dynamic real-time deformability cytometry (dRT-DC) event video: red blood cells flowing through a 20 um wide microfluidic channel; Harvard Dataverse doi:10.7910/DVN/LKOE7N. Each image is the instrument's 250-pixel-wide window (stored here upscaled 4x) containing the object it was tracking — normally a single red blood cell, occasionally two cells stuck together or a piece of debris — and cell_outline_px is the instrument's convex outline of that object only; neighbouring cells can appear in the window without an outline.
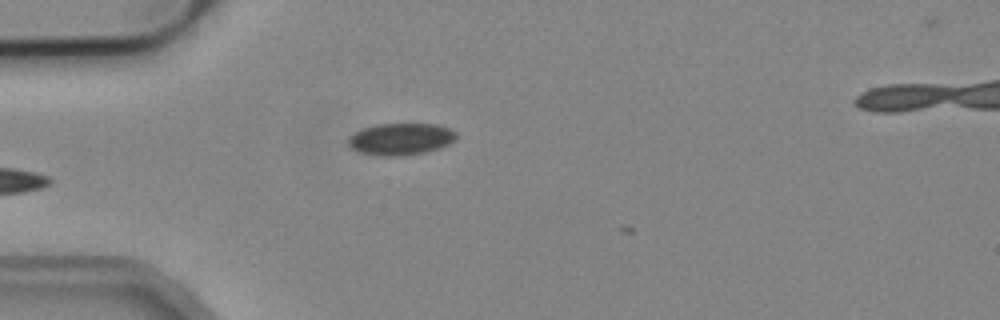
{"species": "common noctule bat (a hibernating species)", "species_latin": "Nyctalus noctula", "temperature_condition": "cold", "stored_images_in_passage": 4, "camera_frame_rate_fps": 3000, "um_per_image_px": 0.085, "animal": {"sex": "male", "body_mass_g": 19.2, "forearm_length_mm": 51.8}, "frame": {"image": 1, "passage_image": 3, "time_ms": 0.667, "image_size_px": [1000, 320], "cell_outline_px": [[456, 136], [448, 144], [440, 148], [424, 152], [400, 156], [380, 156], [360, 152], [352, 148], [348, 144], [348, 136], [364, 128], [376, 124], [436, 124], [448, 128], [456, 132]], "centroid_in_image_um": [34.04, 11.82], "position_along_channel_um": 51.0, "area_um2": 19.88}}